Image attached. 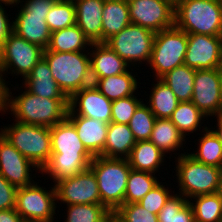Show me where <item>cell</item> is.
Listing matches in <instances>:
<instances>
[{
	"label": "cell",
	"instance_id": "60d3db41",
	"mask_svg": "<svg viewBox=\"0 0 222 222\" xmlns=\"http://www.w3.org/2000/svg\"><path fill=\"white\" fill-rule=\"evenodd\" d=\"M162 182L150 190L138 203L151 213L158 215L166 201L172 195L169 187ZM171 191V192H170Z\"/></svg>",
	"mask_w": 222,
	"mask_h": 222
},
{
	"label": "cell",
	"instance_id": "4fadbf2b",
	"mask_svg": "<svg viewBox=\"0 0 222 222\" xmlns=\"http://www.w3.org/2000/svg\"><path fill=\"white\" fill-rule=\"evenodd\" d=\"M55 189L57 202L64 205L101 204L97 178L90 168L60 180L55 184Z\"/></svg>",
	"mask_w": 222,
	"mask_h": 222
},
{
	"label": "cell",
	"instance_id": "5b68a950",
	"mask_svg": "<svg viewBox=\"0 0 222 222\" xmlns=\"http://www.w3.org/2000/svg\"><path fill=\"white\" fill-rule=\"evenodd\" d=\"M95 174L101 204L112 214L124 204L131 167L127 159L94 156L89 167Z\"/></svg>",
	"mask_w": 222,
	"mask_h": 222
},
{
	"label": "cell",
	"instance_id": "b9f144b4",
	"mask_svg": "<svg viewBox=\"0 0 222 222\" xmlns=\"http://www.w3.org/2000/svg\"><path fill=\"white\" fill-rule=\"evenodd\" d=\"M17 189L0 174V210L15 208Z\"/></svg>",
	"mask_w": 222,
	"mask_h": 222
},
{
	"label": "cell",
	"instance_id": "bcb514c9",
	"mask_svg": "<svg viewBox=\"0 0 222 222\" xmlns=\"http://www.w3.org/2000/svg\"><path fill=\"white\" fill-rule=\"evenodd\" d=\"M0 222H25L16 209L0 210Z\"/></svg>",
	"mask_w": 222,
	"mask_h": 222
},
{
	"label": "cell",
	"instance_id": "f546056e",
	"mask_svg": "<svg viewBox=\"0 0 222 222\" xmlns=\"http://www.w3.org/2000/svg\"><path fill=\"white\" fill-rule=\"evenodd\" d=\"M155 82L157 83L151 84L153 86L146 104H149L148 106L156 118L169 119L177 108L179 100L163 81L155 79Z\"/></svg>",
	"mask_w": 222,
	"mask_h": 222
},
{
	"label": "cell",
	"instance_id": "ac0fdd59",
	"mask_svg": "<svg viewBox=\"0 0 222 222\" xmlns=\"http://www.w3.org/2000/svg\"><path fill=\"white\" fill-rule=\"evenodd\" d=\"M13 20V32L30 43L47 49L51 31L46 23L48 14L27 13L22 7Z\"/></svg>",
	"mask_w": 222,
	"mask_h": 222
},
{
	"label": "cell",
	"instance_id": "277c9868",
	"mask_svg": "<svg viewBox=\"0 0 222 222\" xmlns=\"http://www.w3.org/2000/svg\"><path fill=\"white\" fill-rule=\"evenodd\" d=\"M174 25L187 34L221 36L222 2L219 0H177Z\"/></svg>",
	"mask_w": 222,
	"mask_h": 222
},
{
	"label": "cell",
	"instance_id": "6da1fadb",
	"mask_svg": "<svg viewBox=\"0 0 222 222\" xmlns=\"http://www.w3.org/2000/svg\"><path fill=\"white\" fill-rule=\"evenodd\" d=\"M51 157L40 173L53 179L55 185L60 180L71 178L89 169L94 156L80 140L74 125L66 118L50 127Z\"/></svg>",
	"mask_w": 222,
	"mask_h": 222
},
{
	"label": "cell",
	"instance_id": "74e56055",
	"mask_svg": "<svg viewBox=\"0 0 222 222\" xmlns=\"http://www.w3.org/2000/svg\"><path fill=\"white\" fill-rule=\"evenodd\" d=\"M155 120L156 117L151 112L148 104L142 102L128 124L136 141L149 140Z\"/></svg>",
	"mask_w": 222,
	"mask_h": 222
},
{
	"label": "cell",
	"instance_id": "83f0119b",
	"mask_svg": "<svg viewBox=\"0 0 222 222\" xmlns=\"http://www.w3.org/2000/svg\"><path fill=\"white\" fill-rule=\"evenodd\" d=\"M91 44L89 39L75 24L71 27L51 32L47 49L54 52L90 51L88 47H90Z\"/></svg>",
	"mask_w": 222,
	"mask_h": 222
},
{
	"label": "cell",
	"instance_id": "5bb4252c",
	"mask_svg": "<svg viewBox=\"0 0 222 222\" xmlns=\"http://www.w3.org/2000/svg\"><path fill=\"white\" fill-rule=\"evenodd\" d=\"M222 54L221 36L188 34L184 64L195 70L219 68Z\"/></svg>",
	"mask_w": 222,
	"mask_h": 222
},
{
	"label": "cell",
	"instance_id": "d6a6232c",
	"mask_svg": "<svg viewBox=\"0 0 222 222\" xmlns=\"http://www.w3.org/2000/svg\"><path fill=\"white\" fill-rule=\"evenodd\" d=\"M189 202L195 222H222V199L216 193L197 195Z\"/></svg>",
	"mask_w": 222,
	"mask_h": 222
},
{
	"label": "cell",
	"instance_id": "f5cc1de1",
	"mask_svg": "<svg viewBox=\"0 0 222 222\" xmlns=\"http://www.w3.org/2000/svg\"><path fill=\"white\" fill-rule=\"evenodd\" d=\"M219 70H220V73H221V75H222V54H221V60H220Z\"/></svg>",
	"mask_w": 222,
	"mask_h": 222
},
{
	"label": "cell",
	"instance_id": "4316f807",
	"mask_svg": "<svg viewBox=\"0 0 222 222\" xmlns=\"http://www.w3.org/2000/svg\"><path fill=\"white\" fill-rule=\"evenodd\" d=\"M164 154L179 151L185 143V136L175 124L166 118H156L149 138Z\"/></svg>",
	"mask_w": 222,
	"mask_h": 222
},
{
	"label": "cell",
	"instance_id": "8fae6325",
	"mask_svg": "<svg viewBox=\"0 0 222 222\" xmlns=\"http://www.w3.org/2000/svg\"><path fill=\"white\" fill-rule=\"evenodd\" d=\"M44 49L12 32L0 50V66L7 73L20 75L23 80L43 58ZM9 70V72H8ZM12 71V72H11Z\"/></svg>",
	"mask_w": 222,
	"mask_h": 222
},
{
	"label": "cell",
	"instance_id": "603a6c76",
	"mask_svg": "<svg viewBox=\"0 0 222 222\" xmlns=\"http://www.w3.org/2000/svg\"><path fill=\"white\" fill-rule=\"evenodd\" d=\"M136 144L128 124L110 122L103 152L99 156L127 159Z\"/></svg>",
	"mask_w": 222,
	"mask_h": 222
},
{
	"label": "cell",
	"instance_id": "8992f818",
	"mask_svg": "<svg viewBox=\"0 0 222 222\" xmlns=\"http://www.w3.org/2000/svg\"><path fill=\"white\" fill-rule=\"evenodd\" d=\"M15 122L0 128V133L41 170L51 157L50 127Z\"/></svg>",
	"mask_w": 222,
	"mask_h": 222
},
{
	"label": "cell",
	"instance_id": "1f68e13d",
	"mask_svg": "<svg viewBox=\"0 0 222 222\" xmlns=\"http://www.w3.org/2000/svg\"><path fill=\"white\" fill-rule=\"evenodd\" d=\"M204 118H207L191 101L179 102L169 118L185 136L201 129ZM199 127V128H198ZM188 133V134H187Z\"/></svg>",
	"mask_w": 222,
	"mask_h": 222
},
{
	"label": "cell",
	"instance_id": "2e32d148",
	"mask_svg": "<svg viewBox=\"0 0 222 222\" xmlns=\"http://www.w3.org/2000/svg\"><path fill=\"white\" fill-rule=\"evenodd\" d=\"M221 84L222 75L219 68L196 70L191 102L207 117L215 118Z\"/></svg>",
	"mask_w": 222,
	"mask_h": 222
},
{
	"label": "cell",
	"instance_id": "4dcf8cb0",
	"mask_svg": "<svg viewBox=\"0 0 222 222\" xmlns=\"http://www.w3.org/2000/svg\"><path fill=\"white\" fill-rule=\"evenodd\" d=\"M203 128L202 137L197 140L199 143L197 151L188 154L203 164L222 168V144L212 131L213 128L207 126Z\"/></svg>",
	"mask_w": 222,
	"mask_h": 222
},
{
	"label": "cell",
	"instance_id": "7402d4cb",
	"mask_svg": "<svg viewBox=\"0 0 222 222\" xmlns=\"http://www.w3.org/2000/svg\"><path fill=\"white\" fill-rule=\"evenodd\" d=\"M24 88L34 95L48 99H68L52 77L50 67L42 58L23 80Z\"/></svg>",
	"mask_w": 222,
	"mask_h": 222
},
{
	"label": "cell",
	"instance_id": "d6986e66",
	"mask_svg": "<svg viewBox=\"0 0 222 222\" xmlns=\"http://www.w3.org/2000/svg\"><path fill=\"white\" fill-rule=\"evenodd\" d=\"M89 52L92 82L122 74L131 67L105 43H92Z\"/></svg>",
	"mask_w": 222,
	"mask_h": 222
},
{
	"label": "cell",
	"instance_id": "ba28073f",
	"mask_svg": "<svg viewBox=\"0 0 222 222\" xmlns=\"http://www.w3.org/2000/svg\"><path fill=\"white\" fill-rule=\"evenodd\" d=\"M188 34L175 25L156 33L148 67L160 79L174 68L184 64Z\"/></svg>",
	"mask_w": 222,
	"mask_h": 222
},
{
	"label": "cell",
	"instance_id": "e575fe53",
	"mask_svg": "<svg viewBox=\"0 0 222 222\" xmlns=\"http://www.w3.org/2000/svg\"><path fill=\"white\" fill-rule=\"evenodd\" d=\"M158 183L159 180L155 174L131 169L127 180L124 204L138 203Z\"/></svg>",
	"mask_w": 222,
	"mask_h": 222
},
{
	"label": "cell",
	"instance_id": "30bf717a",
	"mask_svg": "<svg viewBox=\"0 0 222 222\" xmlns=\"http://www.w3.org/2000/svg\"><path fill=\"white\" fill-rule=\"evenodd\" d=\"M34 182L16 193V211L25 222H54L57 209L55 185L47 190Z\"/></svg>",
	"mask_w": 222,
	"mask_h": 222
},
{
	"label": "cell",
	"instance_id": "ab89813d",
	"mask_svg": "<svg viewBox=\"0 0 222 222\" xmlns=\"http://www.w3.org/2000/svg\"><path fill=\"white\" fill-rule=\"evenodd\" d=\"M113 215L121 222H159L158 215L149 212L139 203L123 204Z\"/></svg>",
	"mask_w": 222,
	"mask_h": 222
},
{
	"label": "cell",
	"instance_id": "7bdbcfd3",
	"mask_svg": "<svg viewBox=\"0 0 222 222\" xmlns=\"http://www.w3.org/2000/svg\"><path fill=\"white\" fill-rule=\"evenodd\" d=\"M55 1L56 0H19L15 5L17 7L19 3L25 2L24 4H20V6L27 13L48 14Z\"/></svg>",
	"mask_w": 222,
	"mask_h": 222
},
{
	"label": "cell",
	"instance_id": "7c38bea8",
	"mask_svg": "<svg viewBox=\"0 0 222 222\" xmlns=\"http://www.w3.org/2000/svg\"><path fill=\"white\" fill-rule=\"evenodd\" d=\"M132 24L158 33L174 26L175 2L172 0H127Z\"/></svg>",
	"mask_w": 222,
	"mask_h": 222
},
{
	"label": "cell",
	"instance_id": "7a4b0ae2",
	"mask_svg": "<svg viewBox=\"0 0 222 222\" xmlns=\"http://www.w3.org/2000/svg\"><path fill=\"white\" fill-rule=\"evenodd\" d=\"M18 96L8 89L7 104L2 114L10 112L17 122L23 124L53 127L67 118L68 99L42 98L29 92L26 88Z\"/></svg>",
	"mask_w": 222,
	"mask_h": 222
},
{
	"label": "cell",
	"instance_id": "816d5d0a",
	"mask_svg": "<svg viewBox=\"0 0 222 222\" xmlns=\"http://www.w3.org/2000/svg\"><path fill=\"white\" fill-rule=\"evenodd\" d=\"M106 222H121L113 214L107 219Z\"/></svg>",
	"mask_w": 222,
	"mask_h": 222
},
{
	"label": "cell",
	"instance_id": "cb8c5ba5",
	"mask_svg": "<svg viewBox=\"0 0 222 222\" xmlns=\"http://www.w3.org/2000/svg\"><path fill=\"white\" fill-rule=\"evenodd\" d=\"M166 155L151 141H136L127 158L132 170L156 174L165 162Z\"/></svg>",
	"mask_w": 222,
	"mask_h": 222
},
{
	"label": "cell",
	"instance_id": "3957f363",
	"mask_svg": "<svg viewBox=\"0 0 222 222\" xmlns=\"http://www.w3.org/2000/svg\"><path fill=\"white\" fill-rule=\"evenodd\" d=\"M88 55L89 51H43V58L50 67L53 79L68 99L82 88L93 84Z\"/></svg>",
	"mask_w": 222,
	"mask_h": 222
},
{
	"label": "cell",
	"instance_id": "836d02e7",
	"mask_svg": "<svg viewBox=\"0 0 222 222\" xmlns=\"http://www.w3.org/2000/svg\"><path fill=\"white\" fill-rule=\"evenodd\" d=\"M159 222H195L190 202L181 194H172L158 213Z\"/></svg>",
	"mask_w": 222,
	"mask_h": 222
},
{
	"label": "cell",
	"instance_id": "f35d334b",
	"mask_svg": "<svg viewBox=\"0 0 222 222\" xmlns=\"http://www.w3.org/2000/svg\"><path fill=\"white\" fill-rule=\"evenodd\" d=\"M142 100V101H141ZM143 102V99L134 95L112 101L111 122L129 124L135 110Z\"/></svg>",
	"mask_w": 222,
	"mask_h": 222
},
{
	"label": "cell",
	"instance_id": "681fc988",
	"mask_svg": "<svg viewBox=\"0 0 222 222\" xmlns=\"http://www.w3.org/2000/svg\"><path fill=\"white\" fill-rule=\"evenodd\" d=\"M215 116L218 118H222V84L220 88V100H219L218 110Z\"/></svg>",
	"mask_w": 222,
	"mask_h": 222
},
{
	"label": "cell",
	"instance_id": "f907efd6",
	"mask_svg": "<svg viewBox=\"0 0 222 222\" xmlns=\"http://www.w3.org/2000/svg\"><path fill=\"white\" fill-rule=\"evenodd\" d=\"M19 0H0V3H3V5L5 6H15V4L18 2Z\"/></svg>",
	"mask_w": 222,
	"mask_h": 222
},
{
	"label": "cell",
	"instance_id": "7dc6e473",
	"mask_svg": "<svg viewBox=\"0 0 222 222\" xmlns=\"http://www.w3.org/2000/svg\"><path fill=\"white\" fill-rule=\"evenodd\" d=\"M216 119H217V123H216L217 124V126H216L217 129L214 128L212 131L218 137L219 141L222 144V118L216 117Z\"/></svg>",
	"mask_w": 222,
	"mask_h": 222
},
{
	"label": "cell",
	"instance_id": "e0dca14e",
	"mask_svg": "<svg viewBox=\"0 0 222 222\" xmlns=\"http://www.w3.org/2000/svg\"><path fill=\"white\" fill-rule=\"evenodd\" d=\"M68 105L67 115L85 116L108 124L111 122L112 101L106 98L93 84L74 93L68 99Z\"/></svg>",
	"mask_w": 222,
	"mask_h": 222
},
{
	"label": "cell",
	"instance_id": "ee69618b",
	"mask_svg": "<svg viewBox=\"0 0 222 222\" xmlns=\"http://www.w3.org/2000/svg\"><path fill=\"white\" fill-rule=\"evenodd\" d=\"M5 11V7L0 3V50L2 49L5 40L13 32V21L10 22V19H8V13Z\"/></svg>",
	"mask_w": 222,
	"mask_h": 222
},
{
	"label": "cell",
	"instance_id": "d4e9b609",
	"mask_svg": "<svg viewBox=\"0 0 222 222\" xmlns=\"http://www.w3.org/2000/svg\"><path fill=\"white\" fill-rule=\"evenodd\" d=\"M131 24L127 0H105L102 13V43Z\"/></svg>",
	"mask_w": 222,
	"mask_h": 222
},
{
	"label": "cell",
	"instance_id": "c3c4849f",
	"mask_svg": "<svg viewBox=\"0 0 222 222\" xmlns=\"http://www.w3.org/2000/svg\"><path fill=\"white\" fill-rule=\"evenodd\" d=\"M216 194L222 199V168H221V171H220V174H219Z\"/></svg>",
	"mask_w": 222,
	"mask_h": 222
},
{
	"label": "cell",
	"instance_id": "f6af8a7d",
	"mask_svg": "<svg viewBox=\"0 0 222 222\" xmlns=\"http://www.w3.org/2000/svg\"><path fill=\"white\" fill-rule=\"evenodd\" d=\"M6 78L4 79V71L0 66V112H4V109L7 104V98H8V81L6 83Z\"/></svg>",
	"mask_w": 222,
	"mask_h": 222
},
{
	"label": "cell",
	"instance_id": "9c48e42d",
	"mask_svg": "<svg viewBox=\"0 0 222 222\" xmlns=\"http://www.w3.org/2000/svg\"><path fill=\"white\" fill-rule=\"evenodd\" d=\"M155 35V32L131 23L109 38L105 44L130 67H135L137 63L139 67L142 62H147L146 65L149 63Z\"/></svg>",
	"mask_w": 222,
	"mask_h": 222
},
{
	"label": "cell",
	"instance_id": "d590c367",
	"mask_svg": "<svg viewBox=\"0 0 222 222\" xmlns=\"http://www.w3.org/2000/svg\"><path fill=\"white\" fill-rule=\"evenodd\" d=\"M65 222H106L112 213L102 204L67 205Z\"/></svg>",
	"mask_w": 222,
	"mask_h": 222
},
{
	"label": "cell",
	"instance_id": "484cf974",
	"mask_svg": "<svg viewBox=\"0 0 222 222\" xmlns=\"http://www.w3.org/2000/svg\"><path fill=\"white\" fill-rule=\"evenodd\" d=\"M132 73L128 69L119 75L96 79L93 85L111 101L126 98L134 95L139 88V82Z\"/></svg>",
	"mask_w": 222,
	"mask_h": 222
},
{
	"label": "cell",
	"instance_id": "ffe728a7",
	"mask_svg": "<svg viewBox=\"0 0 222 222\" xmlns=\"http://www.w3.org/2000/svg\"><path fill=\"white\" fill-rule=\"evenodd\" d=\"M105 0L74 1L76 25L91 43H102V13Z\"/></svg>",
	"mask_w": 222,
	"mask_h": 222
},
{
	"label": "cell",
	"instance_id": "52a82bcc",
	"mask_svg": "<svg viewBox=\"0 0 222 222\" xmlns=\"http://www.w3.org/2000/svg\"><path fill=\"white\" fill-rule=\"evenodd\" d=\"M184 153L175 159L178 194L189 201L197 195L216 193L221 168L203 164Z\"/></svg>",
	"mask_w": 222,
	"mask_h": 222
},
{
	"label": "cell",
	"instance_id": "f1b7e54d",
	"mask_svg": "<svg viewBox=\"0 0 222 222\" xmlns=\"http://www.w3.org/2000/svg\"><path fill=\"white\" fill-rule=\"evenodd\" d=\"M195 72V69L183 64L166 73L160 80L171 88L179 102L191 101Z\"/></svg>",
	"mask_w": 222,
	"mask_h": 222
},
{
	"label": "cell",
	"instance_id": "44dd1931",
	"mask_svg": "<svg viewBox=\"0 0 222 222\" xmlns=\"http://www.w3.org/2000/svg\"><path fill=\"white\" fill-rule=\"evenodd\" d=\"M67 119L74 125L86 149L93 156H99L104 150L109 124L80 115H67Z\"/></svg>",
	"mask_w": 222,
	"mask_h": 222
},
{
	"label": "cell",
	"instance_id": "8d00e7d4",
	"mask_svg": "<svg viewBox=\"0 0 222 222\" xmlns=\"http://www.w3.org/2000/svg\"><path fill=\"white\" fill-rule=\"evenodd\" d=\"M46 23L51 32L75 25L76 13L74 2L56 0L46 17Z\"/></svg>",
	"mask_w": 222,
	"mask_h": 222
},
{
	"label": "cell",
	"instance_id": "9a60e30c",
	"mask_svg": "<svg viewBox=\"0 0 222 222\" xmlns=\"http://www.w3.org/2000/svg\"><path fill=\"white\" fill-rule=\"evenodd\" d=\"M32 168L40 169L29 159L24 157L5 137L0 133V174L17 188L31 185ZM33 176V177H32Z\"/></svg>",
	"mask_w": 222,
	"mask_h": 222
}]
</instances>
